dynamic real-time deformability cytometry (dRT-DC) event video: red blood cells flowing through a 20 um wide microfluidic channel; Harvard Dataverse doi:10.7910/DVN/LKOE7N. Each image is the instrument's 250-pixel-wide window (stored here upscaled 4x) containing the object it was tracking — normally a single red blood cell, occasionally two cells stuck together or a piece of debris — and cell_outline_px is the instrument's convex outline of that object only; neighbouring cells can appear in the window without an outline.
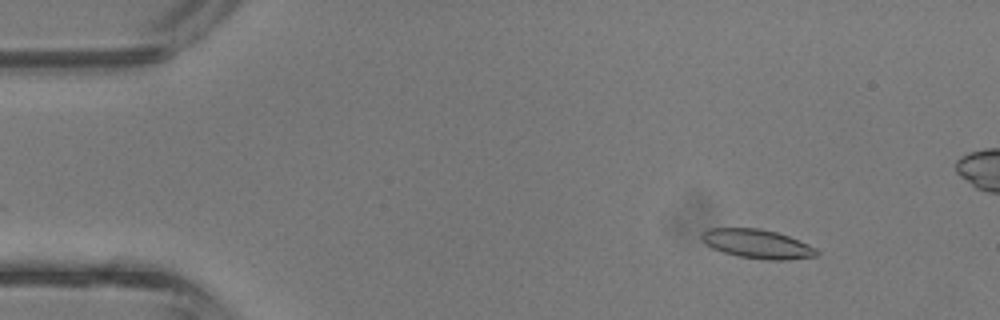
{"species": "common noctule bat (a hibernating species)", "species_latin": "Nyctalus noctula", "temperature_condition": "room temperature", "stored_images_in_passage": 5, "camera_frame_rate_fps": 3000, "um_per_image_px": 0.085, "animal": {"sex": "male", "body_mass_g": 13.3}, "frame": {"image": 1, "passage_image": 2, "time_ms": 0.333, "image_size_px": [1000, 320], "cell_outline_px": [[820, 252], [816, 256], [788, 260], [764, 260], [740, 256], [724, 252], [712, 248], [700, 236], [708, 228], [760, 228], [776, 232], [788, 236], [808, 244], [816, 248]], "centroid_in_image_um": [64.41, 20.73], "position_along_channel_um": 20.6, "area_um2": 19.31}}
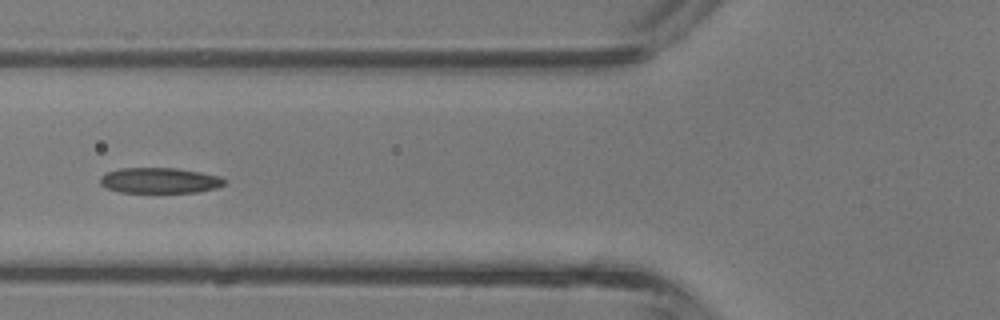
{"frame": {"image": 2, "passage_image": 5, "time_ms": 1.333, "image_size_px": [1000, 320], "cell_outline_px": [[224, 184], [216, 188], [196, 192], [120, 192], [108, 188], [100, 184], [100, 176], [104, 172], [120, 168], [176, 168], [200, 172], [220, 176], [224, 180]], "centroid_in_image_um": [13.53, 15.33], "position_along_channel_um": 112.3, "area_um2": 18.44}}